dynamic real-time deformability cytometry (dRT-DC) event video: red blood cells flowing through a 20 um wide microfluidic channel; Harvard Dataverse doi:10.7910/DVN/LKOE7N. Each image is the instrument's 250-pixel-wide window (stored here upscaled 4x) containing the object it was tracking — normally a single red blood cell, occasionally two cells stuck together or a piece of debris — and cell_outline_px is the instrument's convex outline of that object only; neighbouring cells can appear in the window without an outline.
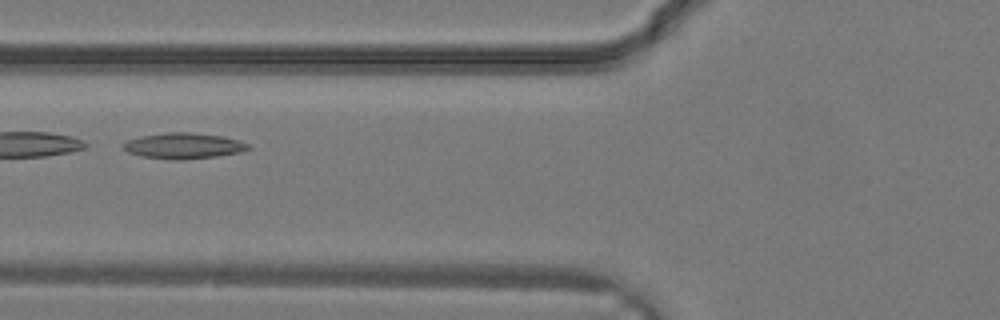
{"species": "common noctule bat (a hibernating species)", "species_latin": "Nyctalus noctula", "temperature_condition": "warm", "stored_images_in_passage": 23, "camera_frame_rate_fps": 3000, "um_per_image_px": 0.085, "animal": {"sex": "male", "body_mass_g": 19.2, "forearm_length_mm": 51.8}, "frame": {"image": 1, "passage_image": 4, "time_ms": 1.0, "image_size_px": [1000, 320], "cell_outline_px": [[252, 148], [240, 152], [216, 156], [180, 160], [172, 160], [144, 156], [128, 152], [120, 144], [128, 140], [140, 136], [164, 132], [192, 132], [224, 136], [240, 140], [248, 144]], "centroid_in_image_um": [15.62, 12.38], "position_along_channel_um": 110.2, "area_um2": 18.9}}
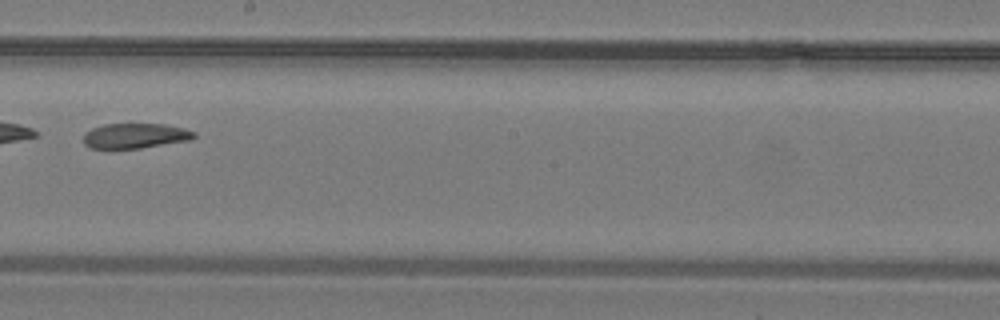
{"frame": {"image": 2, "passage_image": 10, "time_ms": 3.0, "image_size_px": [1000, 320], "cell_outline_px": [[196, 136], [192, 140], [140, 148], [88, 148], [84, 144], [84, 136], [92, 128], [104, 124], [164, 124], [184, 128], [196, 132]], "centroid_in_image_um": [11.53, 11.54], "position_along_channel_um": 236.7, "area_um2": 16.13}}
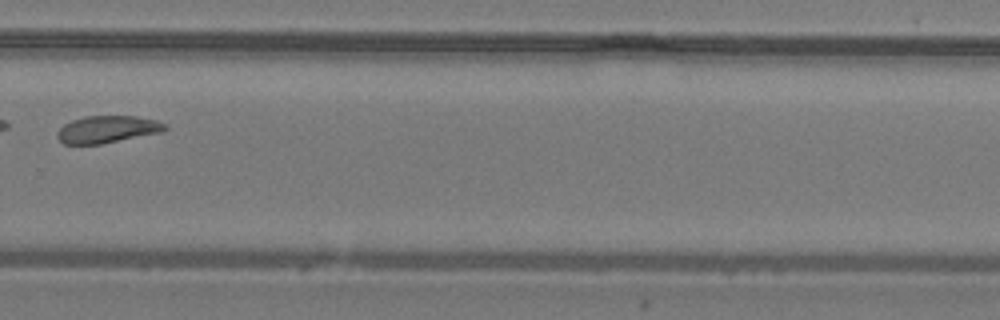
{"frame": {"image": 3, "passage_image": 14, "time_ms": 4.333, "image_size_px": [1000, 320], "cell_outline_px": [[168, 128], [164, 132], [100, 144], [64, 144], [56, 136], [56, 132], [64, 124], [72, 120], [84, 116], [136, 116], [156, 120], [168, 124]], "centroid_in_image_um": [9.16, 10.99], "position_along_channel_um": 320.6, "area_um2": 17.22}}